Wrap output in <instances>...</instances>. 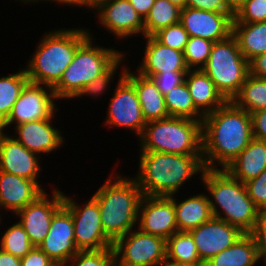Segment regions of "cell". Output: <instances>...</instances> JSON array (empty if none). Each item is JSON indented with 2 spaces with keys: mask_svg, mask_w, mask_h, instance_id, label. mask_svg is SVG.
<instances>
[{
  "mask_svg": "<svg viewBox=\"0 0 266 266\" xmlns=\"http://www.w3.org/2000/svg\"><path fill=\"white\" fill-rule=\"evenodd\" d=\"M0 266H20V258L0 248Z\"/></svg>",
  "mask_w": 266,
  "mask_h": 266,
  "instance_id": "48",
  "label": "cell"
},
{
  "mask_svg": "<svg viewBox=\"0 0 266 266\" xmlns=\"http://www.w3.org/2000/svg\"><path fill=\"white\" fill-rule=\"evenodd\" d=\"M250 115L253 138L266 141V109L256 111Z\"/></svg>",
  "mask_w": 266,
  "mask_h": 266,
  "instance_id": "45",
  "label": "cell"
},
{
  "mask_svg": "<svg viewBox=\"0 0 266 266\" xmlns=\"http://www.w3.org/2000/svg\"><path fill=\"white\" fill-rule=\"evenodd\" d=\"M246 0H225L227 8L235 15Z\"/></svg>",
  "mask_w": 266,
  "mask_h": 266,
  "instance_id": "50",
  "label": "cell"
},
{
  "mask_svg": "<svg viewBox=\"0 0 266 266\" xmlns=\"http://www.w3.org/2000/svg\"><path fill=\"white\" fill-rule=\"evenodd\" d=\"M146 39L144 60L138 73L150 78L161 72L189 70L183 52L162 45L153 36H148Z\"/></svg>",
  "mask_w": 266,
  "mask_h": 266,
  "instance_id": "21",
  "label": "cell"
},
{
  "mask_svg": "<svg viewBox=\"0 0 266 266\" xmlns=\"http://www.w3.org/2000/svg\"><path fill=\"white\" fill-rule=\"evenodd\" d=\"M214 42L203 39L201 37H189L185 49L183 51L184 60L189 70L199 65L202 69L207 63L208 57L211 53V48ZM200 64H202L200 66Z\"/></svg>",
  "mask_w": 266,
  "mask_h": 266,
  "instance_id": "35",
  "label": "cell"
},
{
  "mask_svg": "<svg viewBox=\"0 0 266 266\" xmlns=\"http://www.w3.org/2000/svg\"><path fill=\"white\" fill-rule=\"evenodd\" d=\"M202 180L224 212V217L217 210L218 206L210 200L212 215L238 227L243 233H251L259 221L261 211L247 194L244 183L234 178L226 169L205 168Z\"/></svg>",
  "mask_w": 266,
  "mask_h": 266,
  "instance_id": "3",
  "label": "cell"
},
{
  "mask_svg": "<svg viewBox=\"0 0 266 266\" xmlns=\"http://www.w3.org/2000/svg\"><path fill=\"white\" fill-rule=\"evenodd\" d=\"M123 74L124 71H122V76L109 104L106 123L115 127L133 129L140 137L147 122L144 119L135 87Z\"/></svg>",
  "mask_w": 266,
  "mask_h": 266,
  "instance_id": "12",
  "label": "cell"
},
{
  "mask_svg": "<svg viewBox=\"0 0 266 266\" xmlns=\"http://www.w3.org/2000/svg\"><path fill=\"white\" fill-rule=\"evenodd\" d=\"M249 75L266 78V53L254 56L248 61Z\"/></svg>",
  "mask_w": 266,
  "mask_h": 266,
  "instance_id": "46",
  "label": "cell"
},
{
  "mask_svg": "<svg viewBox=\"0 0 266 266\" xmlns=\"http://www.w3.org/2000/svg\"><path fill=\"white\" fill-rule=\"evenodd\" d=\"M181 9L168 0H155L144 19V36H153L160 29L180 22Z\"/></svg>",
  "mask_w": 266,
  "mask_h": 266,
  "instance_id": "32",
  "label": "cell"
},
{
  "mask_svg": "<svg viewBox=\"0 0 266 266\" xmlns=\"http://www.w3.org/2000/svg\"><path fill=\"white\" fill-rule=\"evenodd\" d=\"M129 2L136 12L145 19L154 5L155 0H129Z\"/></svg>",
  "mask_w": 266,
  "mask_h": 266,
  "instance_id": "47",
  "label": "cell"
},
{
  "mask_svg": "<svg viewBox=\"0 0 266 266\" xmlns=\"http://www.w3.org/2000/svg\"><path fill=\"white\" fill-rule=\"evenodd\" d=\"M97 10L101 24L118 37L125 38L140 32L144 35V19L129 0H110L101 4Z\"/></svg>",
  "mask_w": 266,
  "mask_h": 266,
  "instance_id": "19",
  "label": "cell"
},
{
  "mask_svg": "<svg viewBox=\"0 0 266 266\" xmlns=\"http://www.w3.org/2000/svg\"><path fill=\"white\" fill-rule=\"evenodd\" d=\"M233 13H217L190 7L180 12V23L189 37L219 42L232 35Z\"/></svg>",
  "mask_w": 266,
  "mask_h": 266,
  "instance_id": "14",
  "label": "cell"
},
{
  "mask_svg": "<svg viewBox=\"0 0 266 266\" xmlns=\"http://www.w3.org/2000/svg\"><path fill=\"white\" fill-rule=\"evenodd\" d=\"M153 37L162 45L183 52L188 41V33L180 22L160 29Z\"/></svg>",
  "mask_w": 266,
  "mask_h": 266,
  "instance_id": "37",
  "label": "cell"
},
{
  "mask_svg": "<svg viewBox=\"0 0 266 266\" xmlns=\"http://www.w3.org/2000/svg\"><path fill=\"white\" fill-rule=\"evenodd\" d=\"M163 266H193V265L176 264L168 261V263H165V265L163 264Z\"/></svg>",
  "mask_w": 266,
  "mask_h": 266,
  "instance_id": "53",
  "label": "cell"
},
{
  "mask_svg": "<svg viewBox=\"0 0 266 266\" xmlns=\"http://www.w3.org/2000/svg\"><path fill=\"white\" fill-rule=\"evenodd\" d=\"M128 71L124 70L123 76L135 87L146 122L168 118L164 96L152 79L140 73L136 76Z\"/></svg>",
  "mask_w": 266,
  "mask_h": 266,
  "instance_id": "23",
  "label": "cell"
},
{
  "mask_svg": "<svg viewBox=\"0 0 266 266\" xmlns=\"http://www.w3.org/2000/svg\"><path fill=\"white\" fill-rule=\"evenodd\" d=\"M40 187L38 181L0 171V207L17 213L45 192Z\"/></svg>",
  "mask_w": 266,
  "mask_h": 266,
  "instance_id": "20",
  "label": "cell"
},
{
  "mask_svg": "<svg viewBox=\"0 0 266 266\" xmlns=\"http://www.w3.org/2000/svg\"><path fill=\"white\" fill-rule=\"evenodd\" d=\"M36 153L0 130V171L37 181L40 166Z\"/></svg>",
  "mask_w": 266,
  "mask_h": 266,
  "instance_id": "18",
  "label": "cell"
},
{
  "mask_svg": "<svg viewBox=\"0 0 266 266\" xmlns=\"http://www.w3.org/2000/svg\"><path fill=\"white\" fill-rule=\"evenodd\" d=\"M86 30H59L45 34L29 68L25 69L29 82L53 88L73 61L77 48L89 37ZM47 85V86H46Z\"/></svg>",
  "mask_w": 266,
  "mask_h": 266,
  "instance_id": "5",
  "label": "cell"
},
{
  "mask_svg": "<svg viewBox=\"0 0 266 266\" xmlns=\"http://www.w3.org/2000/svg\"><path fill=\"white\" fill-rule=\"evenodd\" d=\"M113 249L115 266H156L167 262L166 240L140 230L118 238Z\"/></svg>",
  "mask_w": 266,
  "mask_h": 266,
  "instance_id": "9",
  "label": "cell"
},
{
  "mask_svg": "<svg viewBox=\"0 0 266 266\" xmlns=\"http://www.w3.org/2000/svg\"><path fill=\"white\" fill-rule=\"evenodd\" d=\"M123 58V55H121L104 73L101 75L97 76L94 80H92L89 84L84 86L82 90L78 93L76 97H80L83 94H91L93 96H96L97 94L103 93V91L106 89L111 77L115 73L117 67H119V63L121 64L120 61Z\"/></svg>",
  "mask_w": 266,
  "mask_h": 266,
  "instance_id": "40",
  "label": "cell"
},
{
  "mask_svg": "<svg viewBox=\"0 0 266 266\" xmlns=\"http://www.w3.org/2000/svg\"><path fill=\"white\" fill-rule=\"evenodd\" d=\"M44 192L35 201L16 213L20 215V224L31 243L38 247L49 232L53 215L63 206L64 195L54 189L53 199H47Z\"/></svg>",
  "mask_w": 266,
  "mask_h": 266,
  "instance_id": "16",
  "label": "cell"
},
{
  "mask_svg": "<svg viewBox=\"0 0 266 266\" xmlns=\"http://www.w3.org/2000/svg\"><path fill=\"white\" fill-rule=\"evenodd\" d=\"M232 35L247 61L266 53V21L259 23H232Z\"/></svg>",
  "mask_w": 266,
  "mask_h": 266,
  "instance_id": "28",
  "label": "cell"
},
{
  "mask_svg": "<svg viewBox=\"0 0 266 266\" xmlns=\"http://www.w3.org/2000/svg\"><path fill=\"white\" fill-rule=\"evenodd\" d=\"M28 82L25 69L0 78V126L8 118L14 103Z\"/></svg>",
  "mask_w": 266,
  "mask_h": 266,
  "instance_id": "33",
  "label": "cell"
},
{
  "mask_svg": "<svg viewBox=\"0 0 266 266\" xmlns=\"http://www.w3.org/2000/svg\"><path fill=\"white\" fill-rule=\"evenodd\" d=\"M110 0H76V5L87 6L93 9L98 8L101 4L108 2Z\"/></svg>",
  "mask_w": 266,
  "mask_h": 266,
  "instance_id": "49",
  "label": "cell"
},
{
  "mask_svg": "<svg viewBox=\"0 0 266 266\" xmlns=\"http://www.w3.org/2000/svg\"><path fill=\"white\" fill-rule=\"evenodd\" d=\"M186 76H189L187 79L185 78V82L195 107L204 116L212 113L227 102L217 90L213 81L202 69L188 70Z\"/></svg>",
  "mask_w": 266,
  "mask_h": 266,
  "instance_id": "24",
  "label": "cell"
},
{
  "mask_svg": "<svg viewBox=\"0 0 266 266\" xmlns=\"http://www.w3.org/2000/svg\"><path fill=\"white\" fill-rule=\"evenodd\" d=\"M169 197L174 201L178 231L190 232L213 217L209 196L201 194L189 197L179 204L173 195Z\"/></svg>",
  "mask_w": 266,
  "mask_h": 266,
  "instance_id": "26",
  "label": "cell"
},
{
  "mask_svg": "<svg viewBox=\"0 0 266 266\" xmlns=\"http://www.w3.org/2000/svg\"><path fill=\"white\" fill-rule=\"evenodd\" d=\"M247 194L261 211L266 212V169L255 179L244 182Z\"/></svg>",
  "mask_w": 266,
  "mask_h": 266,
  "instance_id": "39",
  "label": "cell"
},
{
  "mask_svg": "<svg viewBox=\"0 0 266 266\" xmlns=\"http://www.w3.org/2000/svg\"><path fill=\"white\" fill-rule=\"evenodd\" d=\"M20 266H58L39 247L34 248L20 258Z\"/></svg>",
  "mask_w": 266,
  "mask_h": 266,
  "instance_id": "43",
  "label": "cell"
},
{
  "mask_svg": "<svg viewBox=\"0 0 266 266\" xmlns=\"http://www.w3.org/2000/svg\"><path fill=\"white\" fill-rule=\"evenodd\" d=\"M38 247L58 266L69 264L78 252L72 215L64 206L53 215L49 232Z\"/></svg>",
  "mask_w": 266,
  "mask_h": 266,
  "instance_id": "15",
  "label": "cell"
},
{
  "mask_svg": "<svg viewBox=\"0 0 266 266\" xmlns=\"http://www.w3.org/2000/svg\"><path fill=\"white\" fill-rule=\"evenodd\" d=\"M1 239V249L19 258L24 257L34 248L19 221L9 227Z\"/></svg>",
  "mask_w": 266,
  "mask_h": 266,
  "instance_id": "34",
  "label": "cell"
},
{
  "mask_svg": "<svg viewBox=\"0 0 266 266\" xmlns=\"http://www.w3.org/2000/svg\"><path fill=\"white\" fill-rule=\"evenodd\" d=\"M22 1H25V2H33V0H22ZM36 0H34V2H35ZM38 1V0H37ZM45 1H48V0H45ZM51 1V0H50ZM53 2L54 1H57V2H61V3H66V4H71V5H73V4H75L76 5V0H52Z\"/></svg>",
  "mask_w": 266,
  "mask_h": 266,
  "instance_id": "52",
  "label": "cell"
},
{
  "mask_svg": "<svg viewBox=\"0 0 266 266\" xmlns=\"http://www.w3.org/2000/svg\"><path fill=\"white\" fill-rule=\"evenodd\" d=\"M63 206L71 213L74 223V242L78 251L113 248V241L101 225L98 201L92 197L84 208L64 195Z\"/></svg>",
  "mask_w": 266,
  "mask_h": 266,
  "instance_id": "10",
  "label": "cell"
},
{
  "mask_svg": "<svg viewBox=\"0 0 266 266\" xmlns=\"http://www.w3.org/2000/svg\"><path fill=\"white\" fill-rule=\"evenodd\" d=\"M164 100L169 116L203 121L204 115L195 107L185 81L164 95Z\"/></svg>",
  "mask_w": 266,
  "mask_h": 266,
  "instance_id": "31",
  "label": "cell"
},
{
  "mask_svg": "<svg viewBox=\"0 0 266 266\" xmlns=\"http://www.w3.org/2000/svg\"><path fill=\"white\" fill-rule=\"evenodd\" d=\"M202 122L172 116L149 121L140 136L141 151L203 155Z\"/></svg>",
  "mask_w": 266,
  "mask_h": 266,
  "instance_id": "6",
  "label": "cell"
},
{
  "mask_svg": "<svg viewBox=\"0 0 266 266\" xmlns=\"http://www.w3.org/2000/svg\"><path fill=\"white\" fill-rule=\"evenodd\" d=\"M265 21L266 0H246L233 19V23H259Z\"/></svg>",
  "mask_w": 266,
  "mask_h": 266,
  "instance_id": "38",
  "label": "cell"
},
{
  "mask_svg": "<svg viewBox=\"0 0 266 266\" xmlns=\"http://www.w3.org/2000/svg\"><path fill=\"white\" fill-rule=\"evenodd\" d=\"M140 172L135 180L146 196H171L197 172L203 173V155L140 151Z\"/></svg>",
  "mask_w": 266,
  "mask_h": 266,
  "instance_id": "2",
  "label": "cell"
},
{
  "mask_svg": "<svg viewBox=\"0 0 266 266\" xmlns=\"http://www.w3.org/2000/svg\"><path fill=\"white\" fill-rule=\"evenodd\" d=\"M100 208L101 225L115 242L130 232L138 219L142 190L135 179H108L93 195Z\"/></svg>",
  "mask_w": 266,
  "mask_h": 266,
  "instance_id": "4",
  "label": "cell"
},
{
  "mask_svg": "<svg viewBox=\"0 0 266 266\" xmlns=\"http://www.w3.org/2000/svg\"><path fill=\"white\" fill-rule=\"evenodd\" d=\"M186 7L217 13H232L225 0H187Z\"/></svg>",
  "mask_w": 266,
  "mask_h": 266,
  "instance_id": "44",
  "label": "cell"
},
{
  "mask_svg": "<svg viewBox=\"0 0 266 266\" xmlns=\"http://www.w3.org/2000/svg\"><path fill=\"white\" fill-rule=\"evenodd\" d=\"M202 70L227 101H232L239 93L249 74L248 61L242 55L233 35L213 43L210 56Z\"/></svg>",
  "mask_w": 266,
  "mask_h": 266,
  "instance_id": "8",
  "label": "cell"
},
{
  "mask_svg": "<svg viewBox=\"0 0 266 266\" xmlns=\"http://www.w3.org/2000/svg\"><path fill=\"white\" fill-rule=\"evenodd\" d=\"M51 119L36 120L16 125L19 137L14 138L26 149L34 153H46L57 149L62 144L60 131L53 128Z\"/></svg>",
  "mask_w": 266,
  "mask_h": 266,
  "instance_id": "22",
  "label": "cell"
},
{
  "mask_svg": "<svg viewBox=\"0 0 266 266\" xmlns=\"http://www.w3.org/2000/svg\"><path fill=\"white\" fill-rule=\"evenodd\" d=\"M91 35L77 48L73 61L52 88L56 99L74 98L84 86L104 73L121 55L117 50L92 46Z\"/></svg>",
  "mask_w": 266,
  "mask_h": 266,
  "instance_id": "7",
  "label": "cell"
},
{
  "mask_svg": "<svg viewBox=\"0 0 266 266\" xmlns=\"http://www.w3.org/2000/svg\"><path fill=\"white\" fill-rule=\"evenodd\" d=\"M173 5L177 6L181 10L186 8L187 0H168Z\"/></svg>",
  "mask_w": 266,
  "mask_h": 266,
  "instance_id": "51",
  "label": "cell"
},
{
  "mask_svg": "<svg viewBox=\"0 0 266 266\" xmlns=\"http://www.w3.org/2000/svg\"><path fill=\"white\" fill-rule=\"evenodd\" d=\"M188 71H170L168 73L161 72L152 75L150 78L157 86L162 95H166L175 86L182 84L185 81V76Z\"/></svg>",
  "mask_w": 266,
  "mask_h": 266,
  "instance_id": "41",
  "label": "cell"
},
{
  "mask_svg": "<svg viewBox=\"0 0 266 266\" xmlns=\"http://www.w3.org/2000/svg\"><path fill=\"white\" fill-rule=\"evenodd\" d=\"M250 234L255 239L259 260L264 258L266 262V212L261 213L259 221Z\"/></svg>",
  "mask_w": 266,
  "mask_h": 266,
  "instance_id": "42",
  "label": "cell"
},
{
  "mask_svg": "<svg viewBox=\"0 0 266 266\" xmlns=\"http://www.w3.org/2000/svg\"><path fill=\"white\" fill-rule=\"evenodd\" d=\"M232 102L249 114L266 109V78L248 74Z\"/></svg>",
  "mask_w": 266,
  "mask_h": 266,
  "instance_id": "30",
  "label": "cell"
},
{
  "mask_svg": "<svg viewBox=\"0 0 266 266\" xmlns=\"http://www.w3.org/2000/svg\"><path fill=\"white\" fill-rule=\"evenodd\" d=\"M253 139L251 115L227 101L202 122L203 164L215 169L214 161L225 169ZM204 156H206L204 158Z\"/></svg>",
  "mask_w": 266,
  "mask_h": 266,
  "instance_id": "1",
  "label": "cell"
},
{
  "mask_svg": "<svg viewBox=\"0 0 266 266\" xmlns=\"http://www.w3.org/2000/svg\"><path fill=\"white\" fill-rule=\"evenodd\" d=\"M166 261L176 264L204 266L190 232L178 231L166 240Z\"/></svg>",
  "mask_w": 266,
  "mask_h": 266,
  "instance_id": "29",
  "label": "cell"
},
{
  "mask_svg": "<svg viewBox=\"0 0 266 266\" xmlns=\"http://www.w3.org/2000/svg\"><path fill=\"white\" fill-rule=\"evenodd\" d=\"M70 261L74 266H115L114 249L78 251Z\"/></svg>",
  "mask_w": 266,
  "mask_h": 266,
  "instance_id": "36",
  "label": "cell"
},
{
  "mask_svg": "<svg viewBox=\"0 0 266 266\" xmlns=\"http://www.w3.org/2000/svg\"><path fill=\"white\" fill-rule=\"evenodd\" d=\"M190 233L203 264L214 255L231 247L245 234L238 227L215 217L191 230Z\"/></svg>",
  "mask_w": 266,
  "mask_h": 266,
  "instance_id": "17",
  "label": "cell"
},
{
  "mask_svg": "<svg viewBox=\"0 0 266 266\" xmlns=\"http://www.w3.org/2000/svg\"><path fill=\"white\" fill-rule=\"evenodd\" d=\"M139 213L141 214H138V229L141 232L157 235L165 240L178 232L174 201L170 197L143 195Z\"/></svg>",
  "mask_w": 266,
  "mask_h": 266,
  "instance_id": "13",
  "label": "cell"
},
{
  "mask_svg": "<svg viewBox=\"0 0 266 266\" xmlns=\"http://www.w3.org/2000/svg\"><path fill=\"white\" fill-rule=\"evenodd\" d=\"M225 169L242 183L255 179L266 169V141L253 138Z\"/></svg>",
  "mask_w": 266,
  "mask_h": 266,
  "instance_id": "25",
  "label": "cell"
},
{
  "mask_svg": "<svg viewBox=\"0 0 266 266\" xmlns=\"http://www.w3.org/2000/svg\"><path fill=\"white\" fill-rule=\"evenodd\" d=\"M55 94L49 88V94L41 84L28 82L23 88L18 100L14 103L6 121L0 126V130L9 126L12 122L17 125L22 123L53 118Z\"/></svg>",
  "mask_w": 266,
  "mask_h": 266,
  "instance_id": "11",
  "label": "cell"
},
{
  "mask_svg": "<svg viewBox=\"0 0 266 266\" xmlns=\"http://www.w3.org/2000/svg\"><path fill=\"white\" fill-rule=\"evenodd\" d=\"M259 260L254 237L245 233L231 247L208 260L204 266H253Z\"/></svg>",
  "mask_w": 266,
  "mask_h": 266,
  "instance_id": "27",
  "label": "cell"
}]
</instances>
